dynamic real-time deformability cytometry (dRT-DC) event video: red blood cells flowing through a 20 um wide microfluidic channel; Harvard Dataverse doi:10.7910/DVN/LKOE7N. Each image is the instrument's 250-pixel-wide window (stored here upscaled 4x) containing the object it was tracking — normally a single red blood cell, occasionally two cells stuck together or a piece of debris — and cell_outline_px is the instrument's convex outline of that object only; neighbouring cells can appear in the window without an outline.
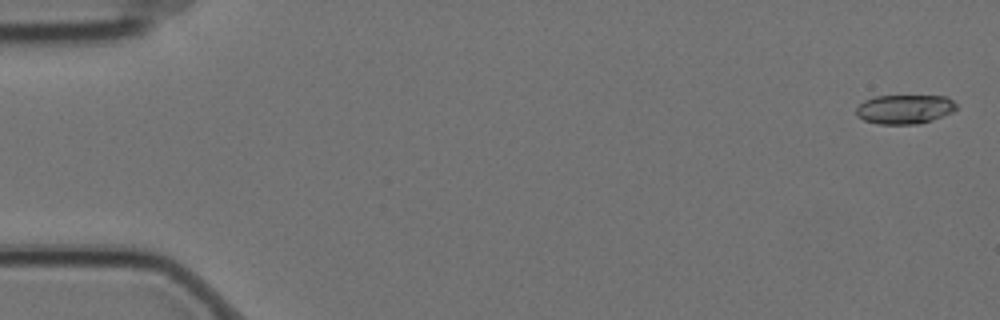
{"species": "Egyptian fruit bat (a non-hibernating species)", "species_latin": "Rousettus aegyptiacus", "temperature_condition": "cold", "stored_images_in_passage": 5, "camera_frame_rate_fps": 3000, "um_per_image_px": 0.085, "animal": {"sex": "female"}, "frame": {"image": 1, "passage_image": 1, "time_ms": 0.0, "image_size_px": [1000, 320], "cell_outline_px": [[956, 108], [952, 112], [932, 120], [920, 124], [880, 124], [864, 120], [856, 116], [856, 108], [864, 100], [876, 96], [948, 96], [956, 104]], "centroid_in_image_um": [76.89, 9.28], "position_along_channel_um": 8.1, "area_um2": 17.05}}
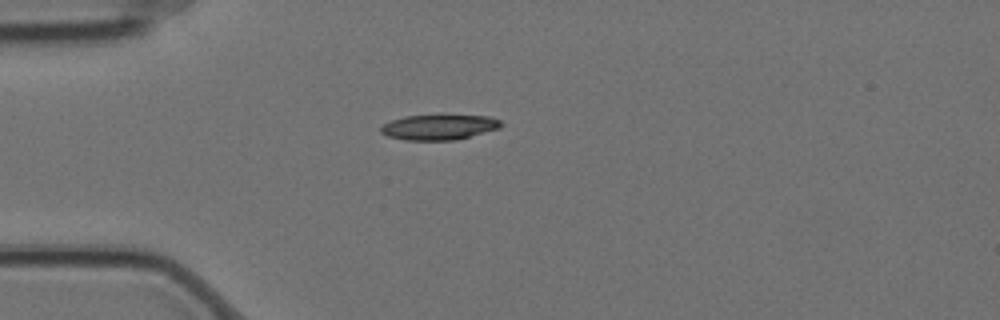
{"frame": {"image": 2, "passage_image": 5, "time_ms": 1.333, "image_size_px": [1000, 320], "cell_outline_px": [[504, 124], [500, 128], [452, 140], [404, 140], [388, 136], [380, 132], [380, 128], [384, 124], [392, 120], [404, 116], [444, 112], [488, 116], [500, 120]], "centroid_in_image_um": [37.33, 10.74], "position_along_channel_um": 47.7, "area_um2": 18.5}}